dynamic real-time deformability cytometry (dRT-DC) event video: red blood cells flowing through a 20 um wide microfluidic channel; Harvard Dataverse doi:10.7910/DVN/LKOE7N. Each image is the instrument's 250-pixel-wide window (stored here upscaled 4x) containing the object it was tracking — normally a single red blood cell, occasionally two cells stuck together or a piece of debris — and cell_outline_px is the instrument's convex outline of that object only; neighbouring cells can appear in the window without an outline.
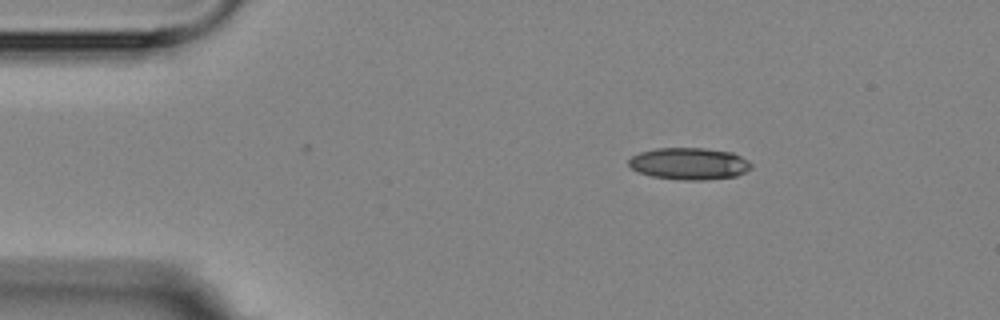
{"species": "Egyptian fruit bat (a non-hibernating species)", "species_latin": "Rousettus aegyptiacus", "temperature_condition": "room temperature", "stored_images_in_passage": 3, "camera_frame_rate_fps": 3000, "um_per_image_px": 0.085, "animal": {"sex": "female"}, "frame": {"image": 1, "passage_image": 1, "time_ms": 0.0, "image_size_px": [1000, 320], "cell_outline_px": [[752, 168], [736, 176], [704, 180], [684, 180], [652, 176], [636, 172], [628, 164], [628, 160], [632, 156], [640, 152], [656, 148], [704, 148], [732, 152], [748, 160], [752, 164]], "centroid_in_image_um": [58.57, 13.91], "position_along_channel_um": 26.4, "area_um2": 22.83}}